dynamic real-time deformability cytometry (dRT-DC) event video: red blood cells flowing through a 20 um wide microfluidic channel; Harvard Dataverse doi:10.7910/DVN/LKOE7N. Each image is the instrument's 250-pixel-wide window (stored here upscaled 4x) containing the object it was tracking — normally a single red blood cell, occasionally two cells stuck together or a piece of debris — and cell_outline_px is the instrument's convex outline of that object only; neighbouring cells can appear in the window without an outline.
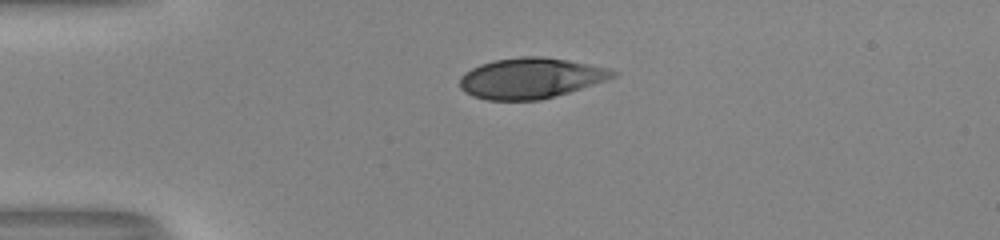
{"species": "human", "species_latin": "Homo sapiens", "temperature_condition": "room temperature", "stored_images_in_passage": 40, "camera_frame_rate_fps": 3000, "um_per_image_px": 0.085, "donor": {"sex": "male"}, "frame": {"image": 1, "passage_image": 1, "time_ms": 0.0, "image_size_px": [1000, 240], "cell_outline_px": [[620, 72], [616, 76], [608, 80], [568, 92], [540, 100], [488, 100], [472, 96], [464, 92], [460, 88], [460, 76], [464, 72], [480, 64], [492, 60], [520, 56], [544, 56], [568, 60], [608, 68]], "centroid_in_image_um": [45.1, 6.63], "position_along_channel_um": 39.9, "area_um2": 36.41}}
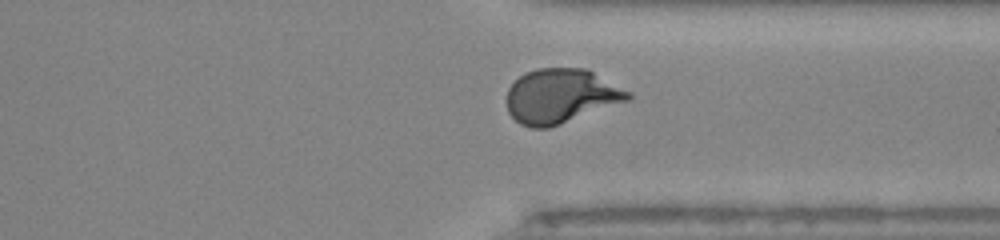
{"frame": {"image": 2, "passage_image": 28, "time_ms": 9.0, "image_size_px": [1000, 240], "cell_outline_px": [[632, 100], [548, 128], [532, 128], [520, 124], [508, 112], [508, 88], [524, 72], [536, 68], [588, 68], [632, 92]], "centroid_in_image_um": [47.73, 8.15], "position_along_channel_um": 363.7, "area_um2": 38.84}}
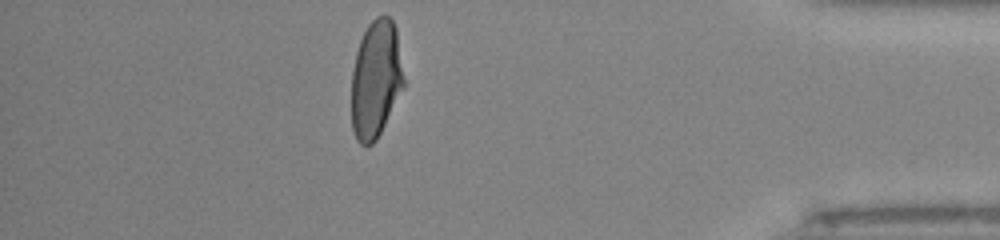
{"frame": {"image": 3, "passage_image": 34, "time_ms": 11.0, "image_size_px": [1000, 240], "cell_outline_px": [[404, 88], [376, 140], [372, 144], [360, 144], [356, 140], [352, 128], [352, 72], [356, 52], [360, 40], [368, 24], [376, 16], [388, 16], [392, 20], [396, 28], [404, 80]], "centroid_in_image_um": [31.94, 6.74], "position_along_channel_um": 403.3, "area_um2": 35.78}, "authors_computed_cell_mechanics": {"area_um2": 37.859, "velocity_mm_per_s": 4.0118, "shape_relaxation_time_tau1_ms": 5.9228, "shape_relaxation_time_tau2_ms": null, "deformation_change_tau1": 0.2401, "deformation_change_tau2": null}}